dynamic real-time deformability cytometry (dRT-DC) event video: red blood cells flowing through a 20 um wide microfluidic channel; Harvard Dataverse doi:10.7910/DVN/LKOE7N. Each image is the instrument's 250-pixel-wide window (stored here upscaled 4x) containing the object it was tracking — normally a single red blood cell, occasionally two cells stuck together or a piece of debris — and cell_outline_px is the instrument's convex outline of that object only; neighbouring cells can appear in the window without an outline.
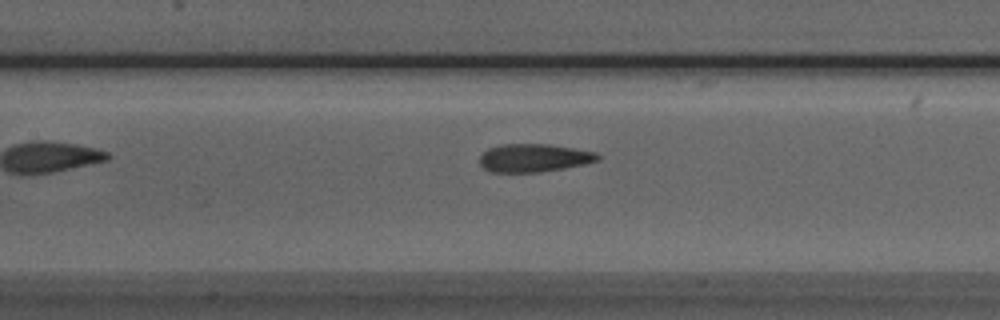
{"species": "Egyptian fruit bat (a non-hibernating species)", "species_latin": "Rousettus aegyptiacus", "temperature_condition": "room temperature", "stored_images_in_passage": 30, "camera_frame_rate_fps": 3000, "um_per_image_px": 0.085, "animal": {"sex": "male"}, "frame": {"image": 1, "passage_image": 8, "time_ms": 2.333, "image_size_px": [1000, 320], "cell_outline_px": [[600, 160], [584, 164], [564, 168], [536, 172], [492, 172], [484, 168], [480, 164], [480, 156], [488, 148], [504, 144], [548, 144], [596, 152], [600, 156]], "centroid_in_image_um": [45.39, 13.42], "position_along_channel_um": 162.0, "area_um2": 19.19}}
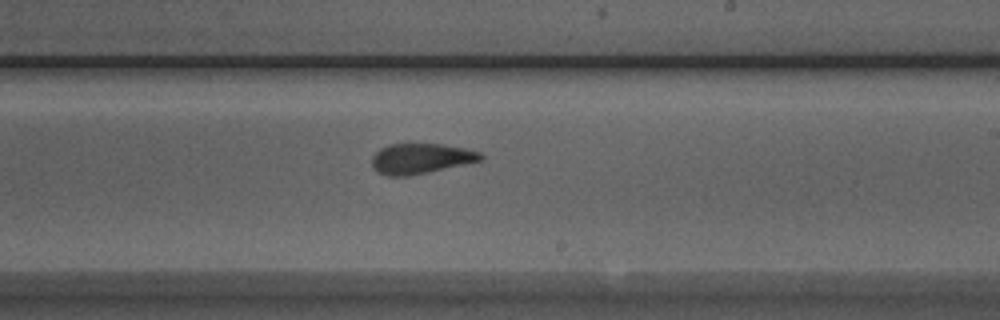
{"frame": {"image": 2, "passage_image": 15, "time_ms": 4.667, "image_size_px": [1000, 320], "cell_outline_px": [[484, 156], [480, 160], [428, 172], [408, 176], [388, 176], [376, 172], [372, 168], [372, 156], [380, 148], [388, 144], [440, 144], [464, 148], [480, 152]], "centroid_in_image_um": [35.7, 13.48], "position_along_channel_um": 253.3, "area_um2": 19.07}}
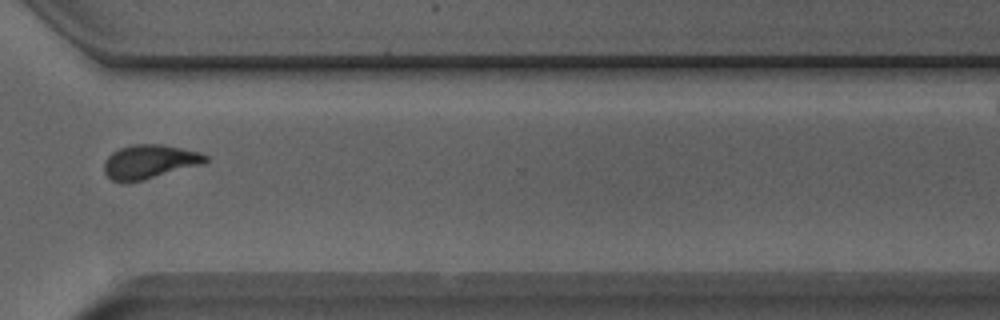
{"frame": {"image": 3, "passage_image": 23, "time_ms": 7.333, "image_size_px": [1000, 320], "cell_outline_px": [[208, 160], [204, 164], [144, 180], [124, 184], [120, 184], [112, 180], [104, 172], [104, 160], [112, 152], [120, 148], [136, 144], [164, 144], [200, 152], [208, 156]], "centroid_in_image_um": [12.7, 13.76], "position_along_channel_um": 357.9, "area_um2": 20.46}, "authors_computed_cell_mechanics": {"area_um2": 19.4497, "velocity_mm_per_s": 3.9242, "shape_relaxation_time_tau1_ms": 6.4324, "shape_relaxation_time_tau2_ms": 1.4272, "deformation_change_tau1": 0.2117, "deformation_change_tau2": 0.0862}}